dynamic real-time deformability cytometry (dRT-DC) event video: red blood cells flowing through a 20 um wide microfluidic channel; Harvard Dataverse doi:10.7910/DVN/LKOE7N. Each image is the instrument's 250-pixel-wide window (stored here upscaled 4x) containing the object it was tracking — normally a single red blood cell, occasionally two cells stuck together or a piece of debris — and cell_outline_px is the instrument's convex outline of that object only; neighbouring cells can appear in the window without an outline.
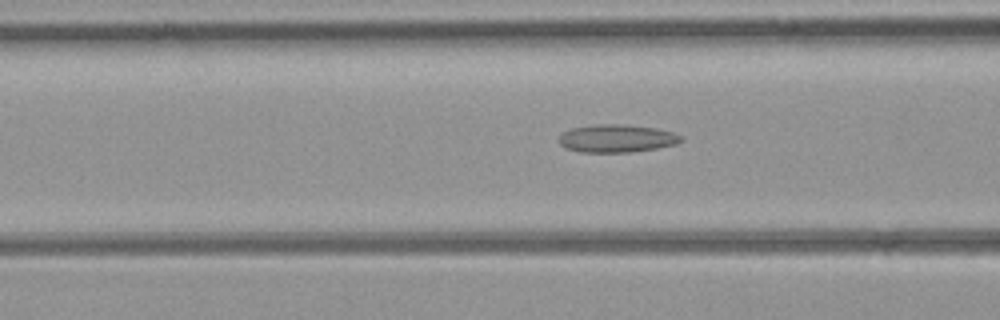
{"species": "common noctule bat (a hibernating species)", "species_latin": "Nyctalus noctula", "temperature_condition": "room temperature", "stored_images_in_passage": 27, "camera_frame_rate_fps": 3000, "um_per_image_px": 0.085, "animal": {"sex": "female", "body_mass_g": 21.9}, "frame": {"image": 1, "passage_image": 5, "time_ms": 1.333, "image_size_px": [1000, 320], "cell_outline_px": [[684, 140], [676, 144], [656, 148], [628, 152], [580, 152], [568, 148], [560, 144], [560, 136], [564, 132], [572, 128], [596, 124], [624, 124], [656, 128], [672, 132], [680, 136]], "centroid_in_image_um": [52.44, 11.76], "position_along_channel_um": 114.2, "area_um2": 19.59}}
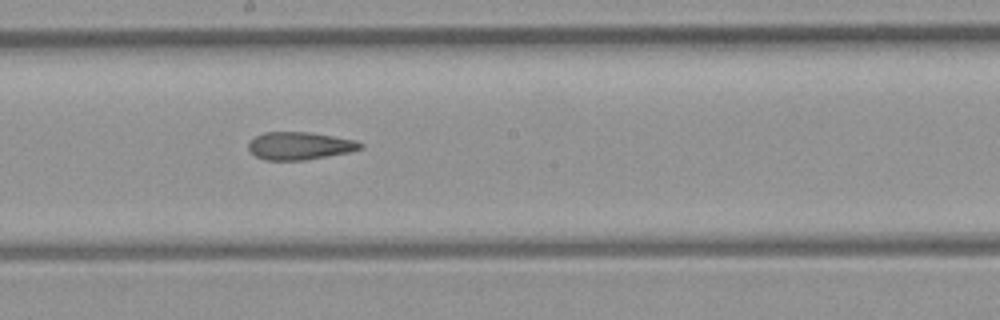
{"frame": {"image": 2, "passage_image": 13, "time_ms": 4.0, "image_size_px": [1000, 320], "cell_outline_px": [[364, 148], [348, 152], [304, 160], [264, 160], [256, 156], [248, 148], [248, 144], [256, 136], [264, 132], [308, 132], [356, 140], [364, 144]], "centroid_in_image_um": [25.49, 12.39], "position_along_channel_um": 222.7, "area_um2": 17.92}}
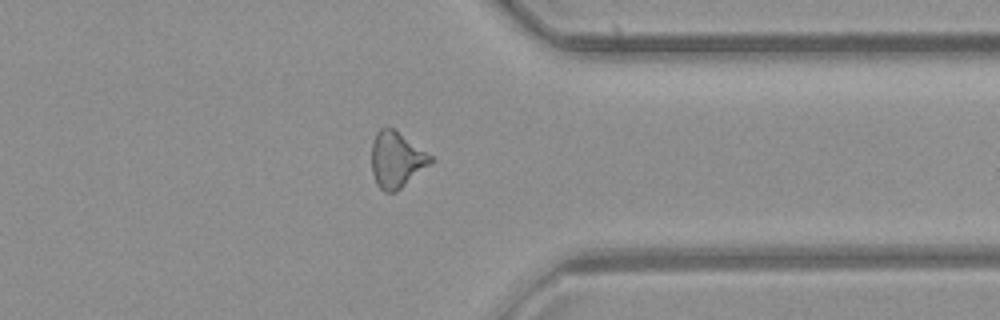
{"frame": {"image": 3, "passage_image": 25, "time_ms": 8.0, "image_size_px": [1000, 320], "cell_outline_px": [[436, 160], [432, 164], [396, 192], [384, 192], [376, 184], [372, 172], [372, 144], [376, 132], [380, 128], [392, 128], [432, 156]], "centroid_in_image_um": [33.71, 13.61], "position_along_channel_um": 377.7, "area_um2": 19.19}}